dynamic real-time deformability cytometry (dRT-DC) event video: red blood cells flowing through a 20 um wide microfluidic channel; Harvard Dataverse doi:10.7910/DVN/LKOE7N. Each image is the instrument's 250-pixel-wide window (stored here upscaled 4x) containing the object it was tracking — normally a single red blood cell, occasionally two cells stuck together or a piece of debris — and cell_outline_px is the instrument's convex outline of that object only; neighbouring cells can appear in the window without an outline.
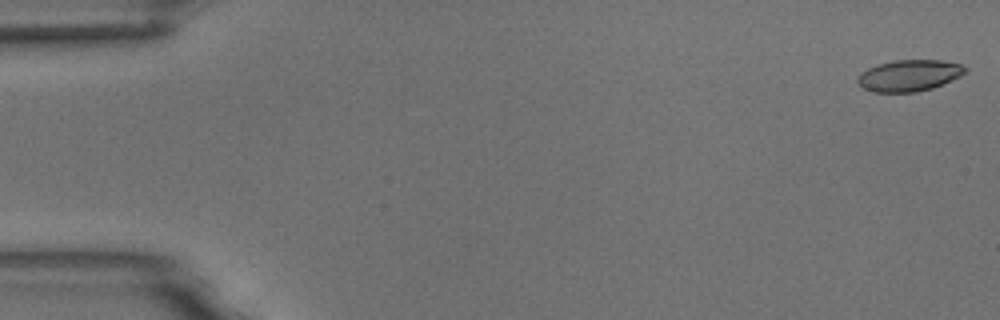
{"species": "common noctule bat (a hibernating species)", "species_latin": "Nyctalus noctula", "temperature_condition": "room temperature", "stored_images_in_passage": 8, "camera_frame_rate_fps": 3000, "um_per_image_px": 0.085, "animal": {"sex": "male", "body_mass_g": 18.8}, "frame": {"image": 1, "passage_image": 1, "time_ms": 0.0, "image_size_px": [1000, 320], "cell_outline_px": [[968, 72], [960, 76], [932, 88], [916, 92], [872, 92], [864, 88], [856, 80], [860, 72], [876, 64], [896, 60], [940, 60], [960, 64], [968, 68]], "centroid_in_image_um": [77.27, 6.41], "position_along_channel_um": 7.7, "area_um2": 19.71}}